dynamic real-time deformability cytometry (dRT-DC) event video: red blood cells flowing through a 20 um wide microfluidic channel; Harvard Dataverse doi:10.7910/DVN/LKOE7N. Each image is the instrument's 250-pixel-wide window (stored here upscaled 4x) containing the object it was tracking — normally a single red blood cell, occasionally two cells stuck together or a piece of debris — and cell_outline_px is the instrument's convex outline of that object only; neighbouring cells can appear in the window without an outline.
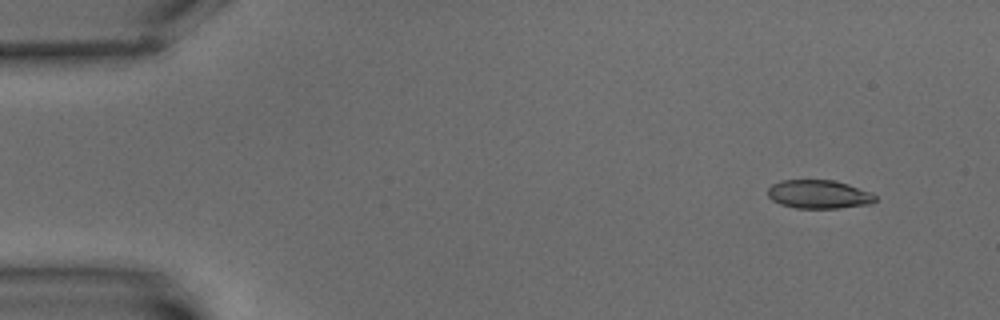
{"species": "common noctule bat (a hibernating species)", "species_latin": "Nyctalus noctula", "temperature_condition": "warm", "stored_images_in_passage": 4, "camera_frame_rate_fps": 3000, "um_per_image_px": 0.085, "animal": {"sex": "male", "body_mass_g": 15.6}, "frame": {"image": 1, "passage_image": 1, "time_ms": 0.0, "image_size_px": [1000, 320], "cell_outline_px": [[876, 200], [872, 204], [840, 208], [796, 208], [780, 204], [772, 200], [768, 196], [768, 188], [772, 184], [780, 180], [832, 180], [848, 184], [872, 192], [876, 196]], "centroid_in_image_um": [69.61, 16.52], "position_along_channel_um": 15.4, "area_um2": 18.03}}
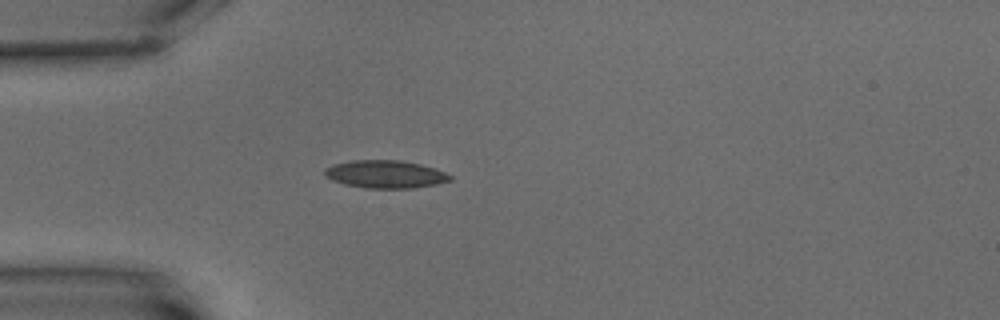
{"frame": {"image": 2, "passage_image": 4, "time_ms": 4.333, "image_size_px": [1000, 320], "cell_outline_px": [[452, 180], [436, 184], [412, 188], [364, 188], [344, 184], [332, 180], [324, 176], [324, 168], [332, 164], [352, 160], [400, 160], [420, 164], [444, 172], [452, 176]], "centroid_in_image_um": [32.7, 14.81], "position_along_channel_um": 52.3, "area_um2": 20.35}}